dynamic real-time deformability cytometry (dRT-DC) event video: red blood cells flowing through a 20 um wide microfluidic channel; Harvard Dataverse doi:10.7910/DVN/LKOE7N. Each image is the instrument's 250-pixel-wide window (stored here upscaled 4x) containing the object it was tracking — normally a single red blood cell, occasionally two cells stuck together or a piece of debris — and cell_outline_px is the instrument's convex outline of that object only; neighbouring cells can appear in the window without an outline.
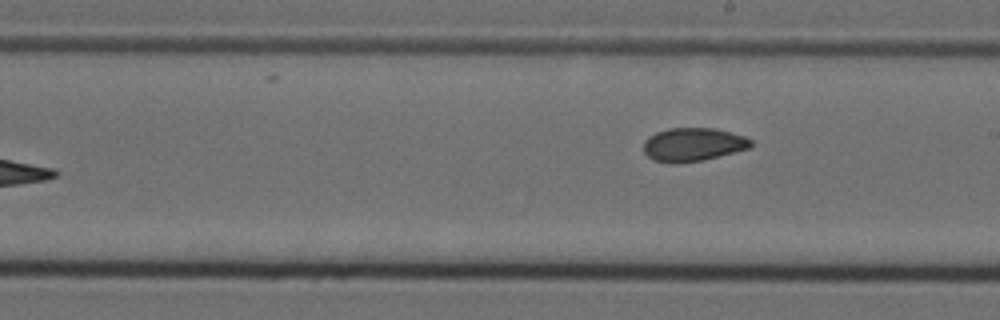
{"species": "Egyptian fruit bat (a non-hibernating species)", "species_latin": "Rousettus aegyptiacus", "temperature_condition": "cold", "stored_images_in_passage": 9, "camera_frame_rate_fps": 3000, "um_per_image_px": 0.085, "animal": {"sex": "female"}, "frame": {"image": 1, "passage_image": 9, "time_ms": 2.667, "image_size_px": [1000, 320], "cell_outline_px": [[752, 144], [748, 148], [704, 160], [676, 164], [672, 164], [652, 160], [644, 152], [644, 140], [648, 136], [656, 132], [668, 128], [716, 128], [744, 136], [752, 140]], "centroid_in_image_um": [58.87, 12.29], "position_along_channel_um": 230.1, "area_um2": 21.04}}